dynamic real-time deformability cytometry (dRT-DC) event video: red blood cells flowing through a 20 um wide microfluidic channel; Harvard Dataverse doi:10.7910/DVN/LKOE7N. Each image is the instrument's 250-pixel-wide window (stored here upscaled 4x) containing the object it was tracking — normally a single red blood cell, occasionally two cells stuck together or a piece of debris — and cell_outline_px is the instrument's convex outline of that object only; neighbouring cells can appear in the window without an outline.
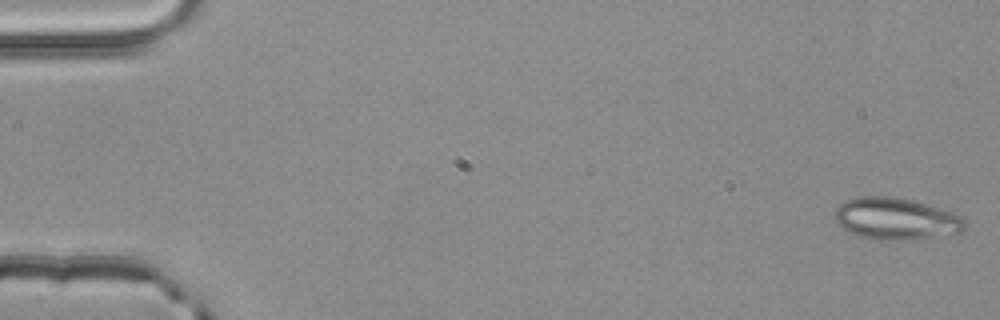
{"species": "common noctule bat (a hibernating species)", "species_latin": "Nyctalus noctula", "temperature_condition": "room temperature", "stored_images_in_passage": 10, "camera_frame_rate_fps": 3000, "um_per_image_px": 0.085, "animal": {"sex": "male", "body_mass_g": 20.4}, "frame": {"image": 1, "passage_image": 1, "time_ms": 0.0, "image_size_px": [1000, 320], "cell_outline_px": [[964, 228], [960, 232], [908, 240], [872, 240], [856, 236], [836, 224], [832, 216], [832, 212], [844, 200], [860, 196], [888, 196], [912, 200], [940, 208], [960, 216], [964, 220]], "centroid_in_image_um": [76.03, 18.6], "position_along_channel_um": 9.0, "area_um2": 31.91}}